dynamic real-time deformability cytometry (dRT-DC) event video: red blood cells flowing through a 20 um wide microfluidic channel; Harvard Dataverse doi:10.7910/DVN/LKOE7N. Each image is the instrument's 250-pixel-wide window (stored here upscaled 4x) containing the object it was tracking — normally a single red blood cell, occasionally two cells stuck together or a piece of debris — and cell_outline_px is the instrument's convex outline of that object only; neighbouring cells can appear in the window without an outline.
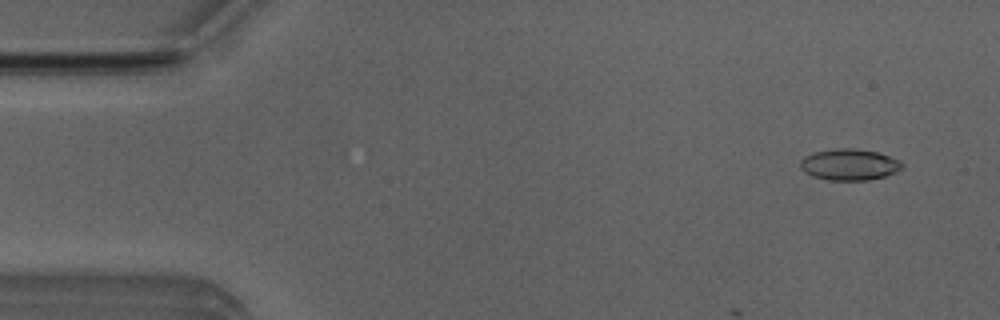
{"species": "Egyptian fruit bat (a non-hibernating species)", "species_latin": "Rousettus aegyptiacus", "temperature_condition": "room temperature", "stored_images_in_passage": 8, "camera_frame_rate_fps": 3000, "um_per_image_px": 0.085, "animal": {"sex": "male"}, "frame": {"image": 1, "passage_image": 4, "time_ms": 1.0, "image_size_px": [1000, 320], "cell_outline_px": [[904, 168], [896, 172], [884, 176], [868, 180], [828, 180], [812, 176], [804, 172], [800, 168], [800, 160], [804, 156], [816, 152], [836, 148], [852, 148], [876, 152], [900, 160], [904, 164]], "centroid_in_image_um": [72.19, 13.99], "position_along_channel_um": 12.8, "area_um2": 18.61}}